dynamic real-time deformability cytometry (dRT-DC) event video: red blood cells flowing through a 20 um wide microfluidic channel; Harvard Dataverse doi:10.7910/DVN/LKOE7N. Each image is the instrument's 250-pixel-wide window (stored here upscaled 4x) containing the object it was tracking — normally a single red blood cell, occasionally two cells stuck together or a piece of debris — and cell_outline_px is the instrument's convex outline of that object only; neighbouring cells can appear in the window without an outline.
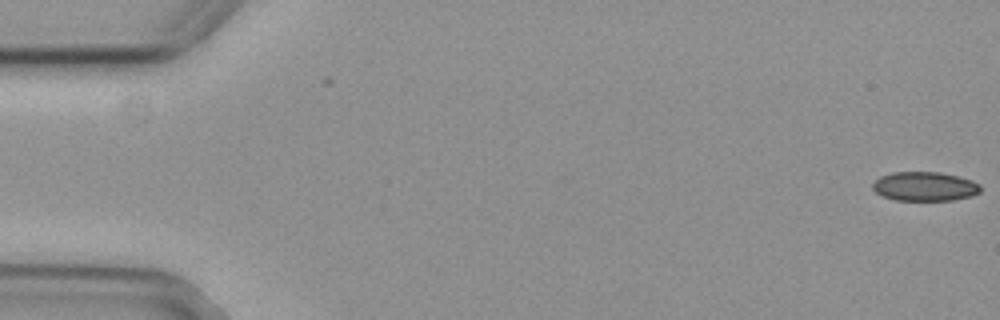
{"species": "common noctule bat (a hibernating species)", "species_latin": "Nyctalus noctula", "temperature_condition": "cold", "stored_images_in_passage": 55, "camera_frame_rate_fps": 3000, "um_per_image_px": 0.085, "animal": {"sex": "female", "body_mass_g": 29.2, "forearm_length_mm": 56.3}, "frame": {"image": 1, "passage_image": 1, "time_ms": 0.0, "image_size_px": [1000, 320], "cell_outline_px": [[980, 192], [972, 196], [952, 200], [896, 200], [884, 196], [876, 192], [872, 188], [872, 184], [880, 176], [892, 172], [940, 172], [972, 180], [980, 184]], "centroid_in_image_um": [78.61, 15.84], "position_along_channel_um": 6.4, "area_um2": 18.26}}
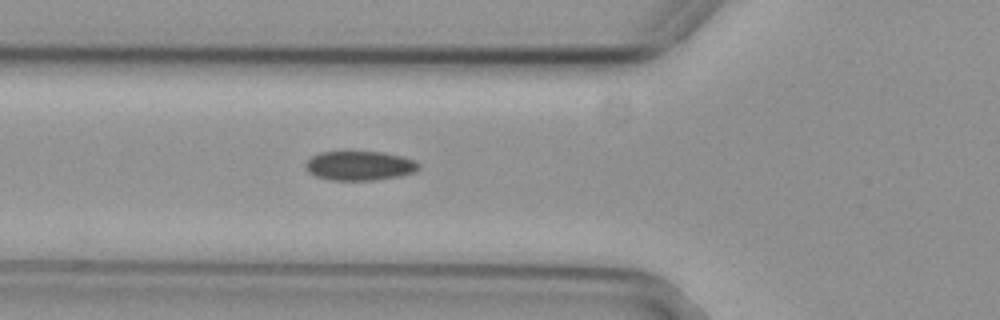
{"frame": {"image": 2, "passage_image": 20, "time_ms": 6.333, "image_size_px": [1000, 320], "cell_outline_px": [[420, 168], [416, 172], [400, 176], [376, 180], [332, 180], [316, 176], [308, 172], [304, 164], [312, 156], [320, 152], [384, 152], [416, 160], [420, 164]], "centroid_in_image_um": [30.6, 14.09], "position_along_channel_um": 95.2, "area_um2": 19.42}}
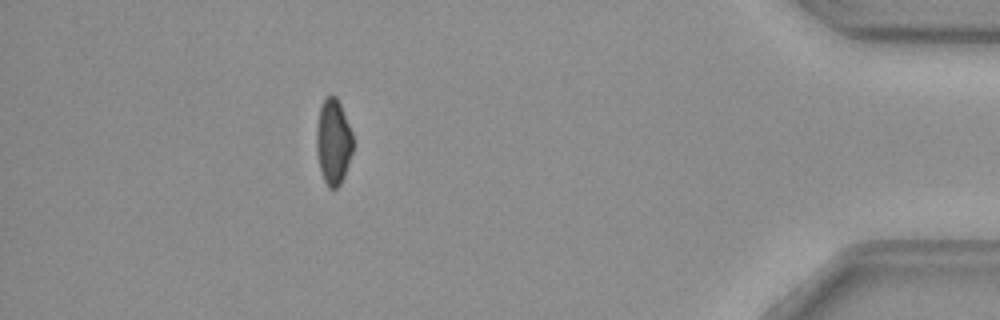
{"frame": {"image": 3, "passage_image": 49, "time_ms": 16.0, "image_size_px": [1000, 320], "cell_outline_px": [[352, 152], [344, 176], [340, 184], [336, 188], [328, 188], [324, 180], [320, 168], [316, 152], [316, 128], [320, 104], [328, 96], [336, 96], [340, 104], [352, 132]], "centroid_in_image_um": [28.31, 12.05], "position_along_channel_um": 406.9, "area_um2": 18.09}, "authors_computed_cell_mechanics": {"area_um2": 19.1896, "velocity_mm_per_s": 3.7941, "shape_relaxation_time_tau1_ms": 10.6206, "shape_relaxation_time_tau2_ms": null, "deformation_change_tau1": 0.156, "deformation_change_tau2": null}}